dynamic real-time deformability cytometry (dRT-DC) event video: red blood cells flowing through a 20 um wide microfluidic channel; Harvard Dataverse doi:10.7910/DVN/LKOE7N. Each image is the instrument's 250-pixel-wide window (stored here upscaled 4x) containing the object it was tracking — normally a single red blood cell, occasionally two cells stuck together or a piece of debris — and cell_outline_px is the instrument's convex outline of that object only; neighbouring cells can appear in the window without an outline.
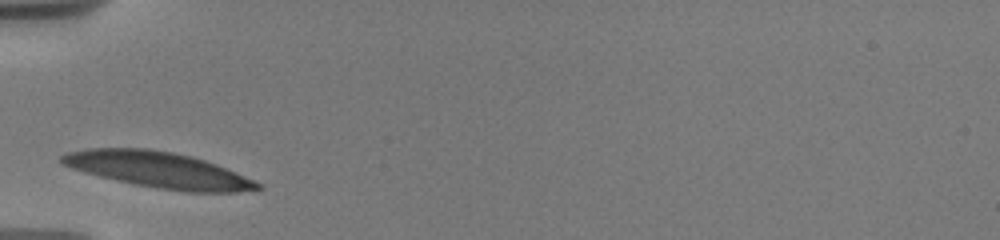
{"species": "human", "species_latin": "Homo sapiens", "temperature_condition": "warm", "stored_images_in_passage": 3, "camera_frame_rate_fps": 3000, "um_per_image_px": 0.085, "donor": {"sex": "male"}, "frame": {"image": 1, "passage_image": 1, "time_ms": 0.0, "image_size_px": [1000, 240], "cell_outline_px": [[264, 188], [236, 192], [188, 192], [156, 188], [116, 180], [84, 172], [72, 168], [64, 164], [60, 160], [60, 156], [68, 152], [88, 148], [148, 148], [172, 152], [192, 156], [216, 164], [256, 180], [264, 184]], "centroid_in_image_um": [13.52, 14.44], "position_along_channel_um": 71.5, "area_um2": 40.86}}
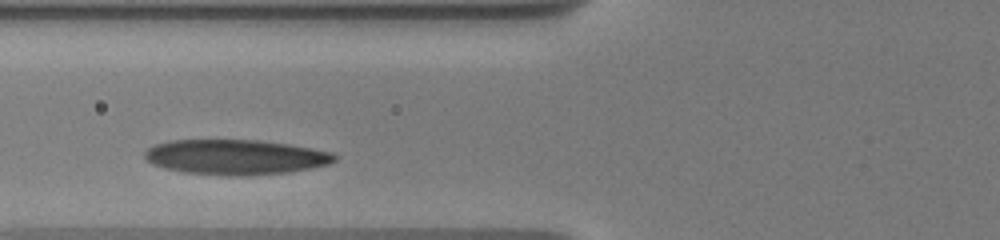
{"frame": {"image": 2, "passage_image": 2, "time_ms": 1.0, "image_size_px": [1000, 240], "cell_outline_px": [[336, 160], [328, 164], [288, 172], [248, 176], [224, 176], [184, 172], [164, 168], [152, 164], [144, 156], [144, 152], [148, 148], [156, 144], [168, 140], [260, 140], [288, 144], [312, 148], [332, 152], [336, 156]], "centroid_in_image_um": [20.0, 13.35], "position_along_channel_um": 105.8, "area_um2": 38.9}}